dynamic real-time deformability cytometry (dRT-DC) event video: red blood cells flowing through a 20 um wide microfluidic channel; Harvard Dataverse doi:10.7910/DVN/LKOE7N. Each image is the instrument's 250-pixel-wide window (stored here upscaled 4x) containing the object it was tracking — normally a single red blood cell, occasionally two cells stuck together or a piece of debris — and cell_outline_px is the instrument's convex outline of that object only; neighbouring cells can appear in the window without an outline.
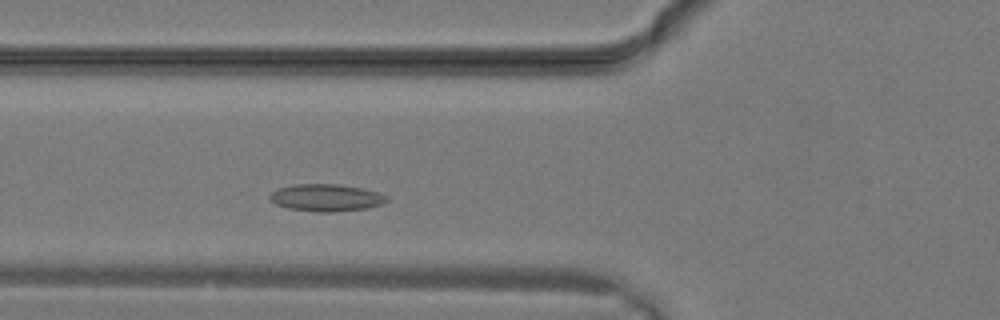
{"species": "common noctule bat (a hibernating species)", "species_latin": "Nyctalus noctula", "temperature_condition": "warm", "stored_images_in_passage": 27, "camera_frame_rate_fps": 3000, "um_per_image_px": 0.085, "animal": {"sex": "male", "body_mass_g": 19.2, "forearm_length_mm": 51.8}, "frame": {"image": 1, "passage_image": 7, "time_ms": 2.0, "image_size_px": [1000, 320], "cell_outline_px": [[388, 200], [384, 204], [364, 208], [336, 212], [320, 212], [288, 208], [276, 204], [268, 196], [276, 188], [292, 184], [336, 184], [360, 188], [376, 192], [388, 196]], "centroid_in_image_um": [27.7, 16.8], "position_along_channel_um": 98.1, "area_um2": 18.44}}
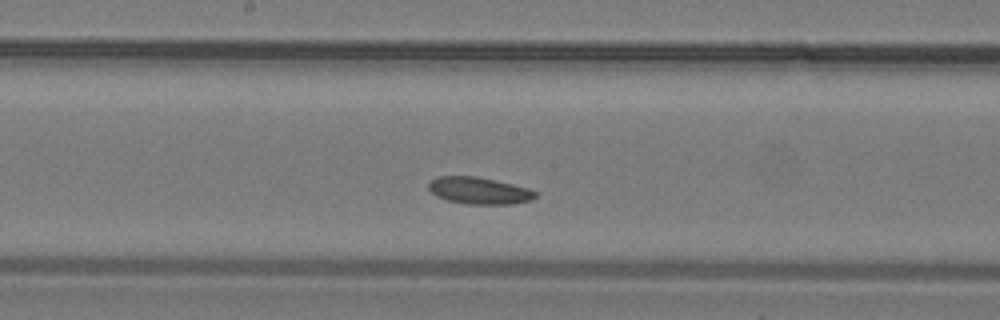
{"frame": {"image": 2, "passage_image": 12, "time_ms": 3.667, "image_size_px": [1000, 320], "cell_outline_px": [[536, 196], [532, 200], [512, 204], [468, 204], [448, 200], [436, 196], [428, 188], [428, 184], [436, 176], [476, 176], [528, 188], [536, 192]], "centroid_in_image_um": [40.71, 16.2], "position_along_channel_um": 207.5, "area_um2": 16.59}}
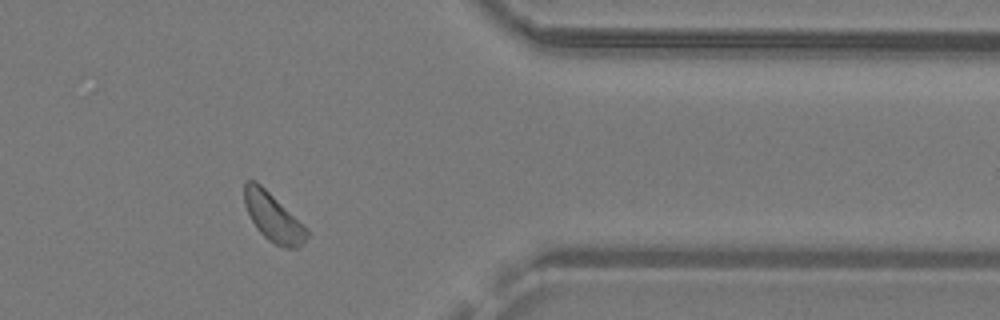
{"frame": {"image": 3, "passage_image": 21, "time_ms": 6.667, "image_size_px": [1000, 320], "cell_outline_px": [[308, 236], [304, 244], [300, 248], [284, 248], [268, 240], [256, 228], [244, 204], [244, 180], [256, 180], [304, 224], [308, 228]], "centroid_in_image_um": [23.24, 18.47], "position_along_channel_um": 388.2, "area_um2": 17.74}}